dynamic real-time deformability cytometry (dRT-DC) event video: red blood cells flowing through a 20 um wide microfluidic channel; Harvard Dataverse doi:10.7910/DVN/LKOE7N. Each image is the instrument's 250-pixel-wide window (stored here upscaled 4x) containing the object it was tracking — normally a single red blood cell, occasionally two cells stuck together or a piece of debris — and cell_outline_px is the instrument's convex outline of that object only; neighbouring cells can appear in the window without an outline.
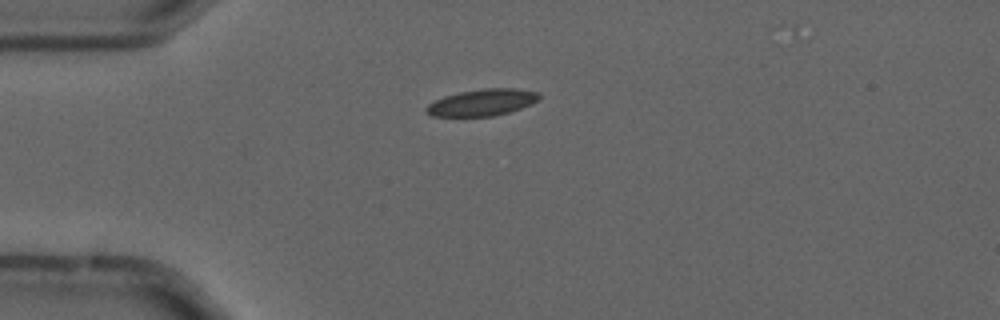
{"species": "common noctule bat (a hibernating species)", "species_latin": "Nyctalus noctula", "temperature_condition": "cold", "stored_images_in_passage": 5, "camera_frame_rate_fps": 3000, "um_per_image_px": 0.085, "animal": {"sex": "male", "forearm_length_mm": 52.5}, "frame": {"image": 1, "passage_image": 3, "time_ms": 0.667, "image_size_px": [1000, 320], "cell_outline_px": [[540, 96], [532, 104], [508, 112], [492, 116], [432, 116], [424, 112], [424, 108], [428, 104], [444, 96], [460, 92], [484, 88], [520, 88], [540, 92]], "centroid_in_image_um": [40.98, 8.7], "position_along_channel_um": 44.0, "area_um2": 17.57}}
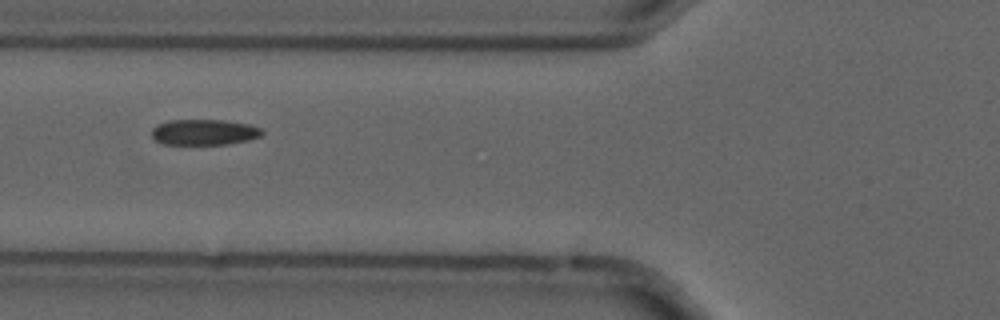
{"frame": {"image": 2, "passage_image": 5, "time_ms": 1.333, "image_size_px": [1000, 320], "cell_outline_px": [[264, 132], [260, 136], [248, 140], [228, 144], [164, 144], [156, 140], [152, 136], [152, 128], [156, 124], [168, 120], [224, 120], [248, 124], [260, 128]], "centroid_in_image_um": [17.33, 11.23], "position_along_channel_um": 108.5, "area_um2": 16.53}}